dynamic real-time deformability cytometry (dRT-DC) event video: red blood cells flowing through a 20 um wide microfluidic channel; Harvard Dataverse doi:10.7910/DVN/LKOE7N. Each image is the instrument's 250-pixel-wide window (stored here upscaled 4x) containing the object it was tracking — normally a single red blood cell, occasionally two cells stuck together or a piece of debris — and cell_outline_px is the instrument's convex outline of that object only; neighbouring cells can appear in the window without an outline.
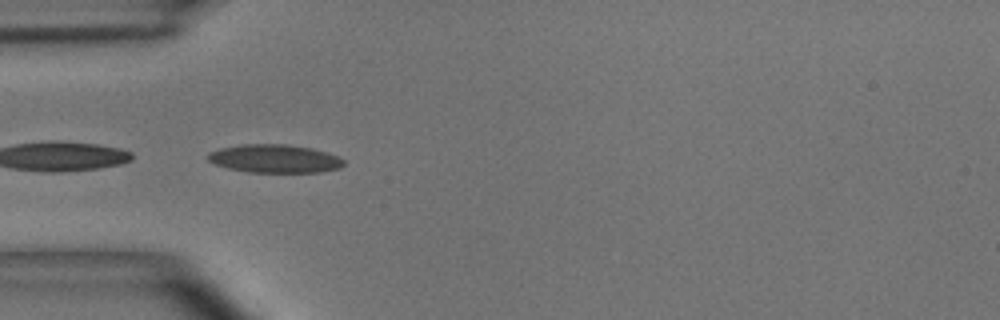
{"species": "common noctule bat (a hibernating species)", "species_latin": "Nyctalus noctula", "temperature_condition": "room temperature", "stored_images_in_passage": 21, "camera_frame_rate_fps": 3000, "um_per_image_px": 0.085, "animal": {"sex": "male", "body_mass_g": 15.6}, "frame": {"image": 1, "passage_image": 7, "time_ms": 2.0, "image_size_px": [1000, 320], "cell_outline_px": [[344, 164], [340, 168], [320, 172], [248, 172], [228, 168], [216, 164], [208, 160], [208, 152], [220, 148], [244, 144], [288, 144], [312, 148], [340, 156], [344, 160]], "centroid_in_image_um": [23.38, 13.48], "position_along_channel_um": 61.6, "area_um2": 22.43}}